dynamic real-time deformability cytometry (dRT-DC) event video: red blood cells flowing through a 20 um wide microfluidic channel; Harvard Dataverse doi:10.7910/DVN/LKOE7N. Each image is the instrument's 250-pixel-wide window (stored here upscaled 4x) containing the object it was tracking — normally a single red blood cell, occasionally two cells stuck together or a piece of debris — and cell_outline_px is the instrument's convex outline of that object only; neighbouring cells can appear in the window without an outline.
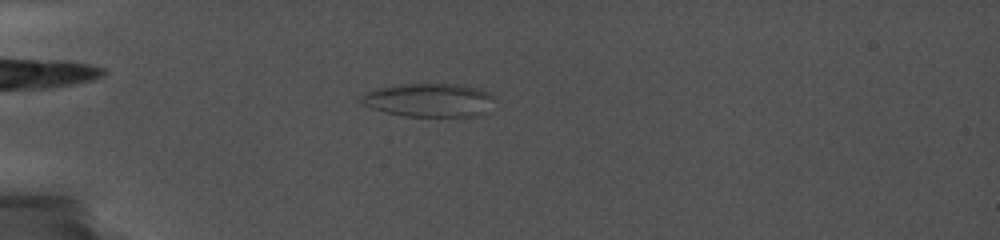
{"species": "common noctule bat (a hibernating species)", "species_latin": "Nyctalus noctula", "temperature_condition": "cold", "stored_images_in_passage": 60, "camera_frame_rate_fps": 5000, "um_per_image_px": 0.085, "animal": {"sex": "female", "body_mass_g": 19.0, "forearm_length_mm": 56.7}, "frame": {"image": 1, "passage_image": 23, "time_ms": 6.6, "image_size_px": [1000, 240], "cell_outline_px": [[496, 96], [488, 112], [480, 116], [404, 116], [384, 112], [372, 108], [364, 104], [360, 100], [360, 96], [376, 88], [400, 84], [464, 84], [492, 92]], "centroid_in_image_um": [36.56, 8.5], "position_along_channel_um": 48.4, "area_um2": 26.47}}
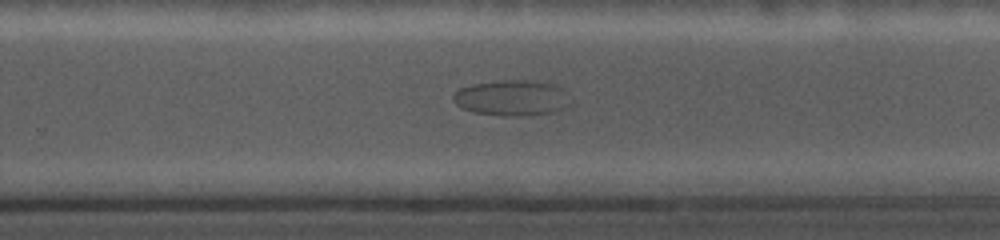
{"frame": {"image": 2, "passage_image": 46, "time_ms": 14.8, "image_size_px": [1000, 240], "cell_outline_px": [[572, 104], [568, 108], [552, 112], [516, 116], [512, 116], [476, 112], [464, 108], [456, 104], [452, 100], [452, 96], [460, 88], [472, 84], [500, 80], [532, 80], [552, 84], [560, 88], [564, 92]], "centroid_in_image_um": [43.52, 8.31], "position_along_channel_um": 286.3, "area_um2": 24.1}}
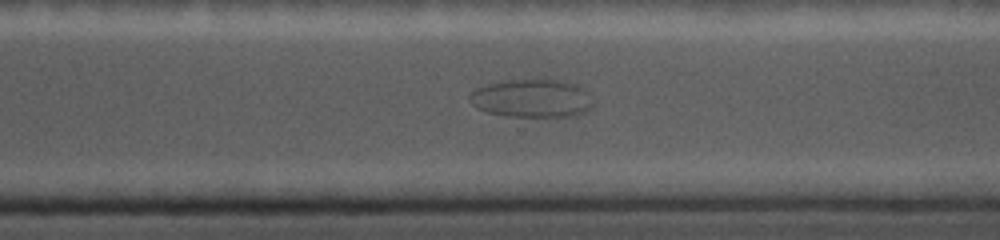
{"frame": {"image": 3, "passage_image": 49, "time_ms": 16.0, "image_size_px": [1000, 240], "cell_outline_px": [[592, 104], [584, 112], [572, 116], [508, 116], [488, 112], [476, 108], [472, 104], [468, 96], [476, 88], [488, 84], [508, 80], [540, 76], [568, 80], [584, 88], [588, 92]], "centroid_in_image_um": [45.22, 8.3], "position_along_channel_um": 325.4, "area_um2": 28.15}}